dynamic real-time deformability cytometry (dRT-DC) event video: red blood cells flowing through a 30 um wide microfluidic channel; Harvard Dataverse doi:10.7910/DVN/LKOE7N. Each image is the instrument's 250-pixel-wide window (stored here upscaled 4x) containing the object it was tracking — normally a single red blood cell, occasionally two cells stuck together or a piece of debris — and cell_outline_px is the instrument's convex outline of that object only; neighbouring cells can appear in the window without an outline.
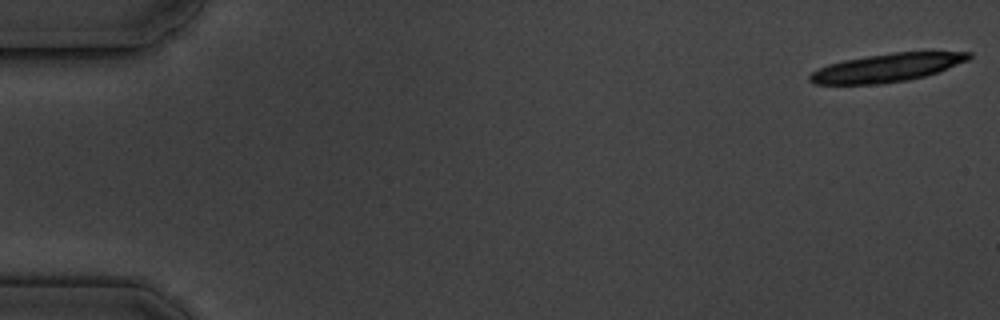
{"species": "common noctule bat (a hibernating species)", "species_latin": "Nyctalus noctula", "temperature_condition": "cold", "stored_images_in_passage": 6, "camera_frame_rate_fps": 3000, "um_per_image_px": 0.085, "animal": {"sex": "male", "body_mass_g": 19.5, "forearm_length_mm": 54.6}, "frame": {"image": 1, "passage_image": 1, "time_ms": 0.0, "image_size_px": [1000, 320], "cell_outline_px": [[972, 56], [968, 60], [948, 68], [924, 76], [908, 80], [884, 84], [812, 84], [808, 80], [808, 76], [812, 72], [828, 64], [844, 60], [892, 52], [972, 52]], "centroid_in_image_um": [75.36, 5.76], "position_along_channel_um": 9.6, "area_um2": 26.07}}